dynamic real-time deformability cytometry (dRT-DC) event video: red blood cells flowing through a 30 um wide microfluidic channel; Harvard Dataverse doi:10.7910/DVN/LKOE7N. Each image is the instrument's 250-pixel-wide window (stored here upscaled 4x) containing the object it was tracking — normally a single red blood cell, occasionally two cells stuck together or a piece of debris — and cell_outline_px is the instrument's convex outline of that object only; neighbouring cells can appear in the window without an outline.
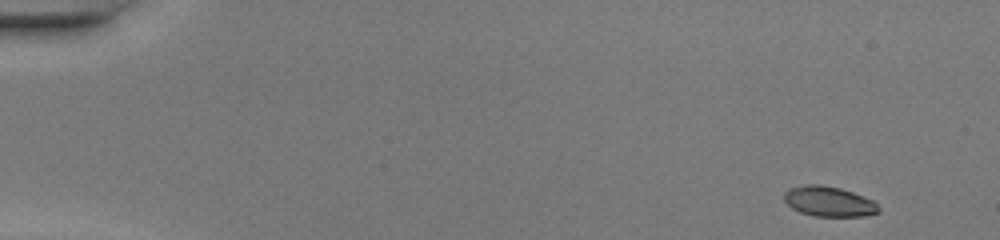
{"species": "common noctule bat (a hibernating species)", "species_latin": "Nyctalus noctula", "temperature_condition": "warm", "stored_images_in_passage": 46, "camera_frame_rate_fps": 3000, "um_per_image_px": 0.085, "animal": {"sex": "female", "body_mass_g": 20.0, "forearm_length_mm": 54.0}, "frame": {"image": 1, "passage_image": 1, "time_ms": 0.0, "image_size_px": [1000, 240], "cell_outline_px": [[880, 212], [868, 216], [812, 216], [800, 212], [792, 208], [784, 200], [784, 192], [788, 188], [804, 184], [820, 184], [840, 188], [852, 192], [872, 200], [880, 208]], "centroid_in_image_um": [70.44, 17.12], "position_along_channel_um": 14.6, "area_um2": 16.7}}
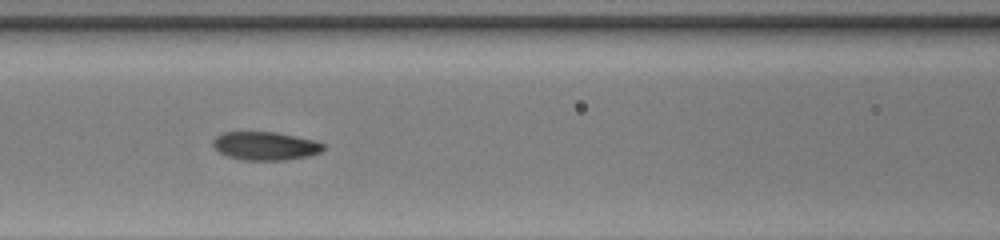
{"frame": {"image": 2, "passage_image": 20, "time_ms": 6.333, "image_size_px": [1000, 240], "cell_outline_px": [[324, 148], [320, 152], [308, 156], [284, 160], [244, 160], [228, 156], [220, 152], [212, 144], [212, 140], [216, 136], [224, 132], [276, 132], [316, 140], [324, 144]], "centroid_in_image_um": [22.56, 12.4], "position_along_channel_um": 144.0, "area_um2": 18.21}}
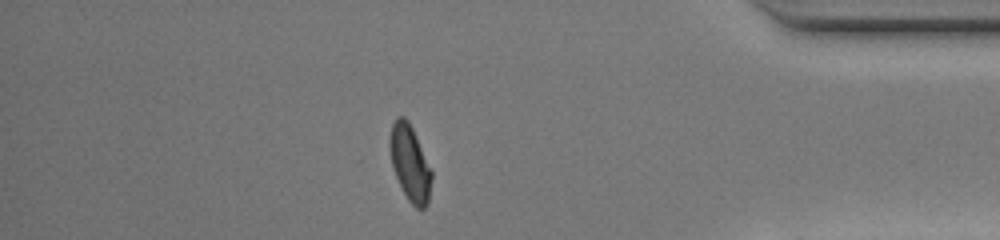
{"frame": {"image": 3, "passage_image": 40, "time_ms": 13.0, "image_size_px": [1000, 240], "cell_outline_px": [[432, 176], [428, 204], [424, 208], [416, 208], [408, 200], [392, 168], [388, 148], [388, 140], [392, 124], [396, 116], [404, 116], [408, 120], [412, 128], [432, 172]], "centroid_in_image_um": [34.81, 13.84], "position_along_channel_um": 400.4, "area_um2": 18.44}, "authors_computed_cell_mechanics": {"area_um2": 18.3515, "velocity_mm_per_s": 4.3031, "shape_relaxation_time_tau1_ms": 4.9436, "shape_relaxation_time_tau2_ms": 0.8785, "deformation_change_tau1": 0.1892, "deformation_change_tau2": 0.0561}}